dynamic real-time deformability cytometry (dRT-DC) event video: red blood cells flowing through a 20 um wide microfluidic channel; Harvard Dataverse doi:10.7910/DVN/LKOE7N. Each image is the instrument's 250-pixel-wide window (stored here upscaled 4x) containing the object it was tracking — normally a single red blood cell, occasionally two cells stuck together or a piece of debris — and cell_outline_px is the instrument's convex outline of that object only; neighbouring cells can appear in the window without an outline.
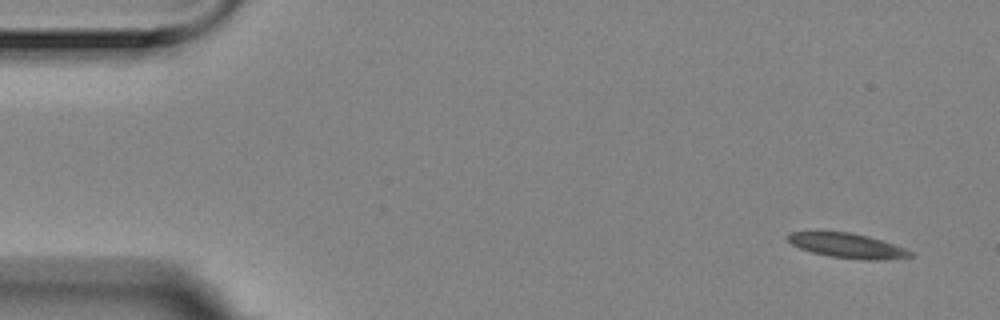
{"species": "Egyptian fruit bat (a non-hibernating species)", "species_latin": "Rousettus aegyptiacus", "temperature_condition": "room temperature", "stored_images_in_passage": 7, "camera_frame_rate_fps": 3000, "um_per_image_px": 0.085, "animal": {"sex": "female"}, "frame": {"image": 1, "passage_image": 1, "time_ms": 0.0, "image_size_px": [1000, 320], "cell_outline_px": [[912, 256], [876, 260], [864, 260], [832, 256], [812, 252], [800, 248], [792, 244], [788, 240], [788, 232], [848, 232], [868, 236], [904, 248], [912, 252]], "centroid_in_image_um": [72.0, 20.87], "position_along_channel_um": 13.0, "area_um2": 17.11}}
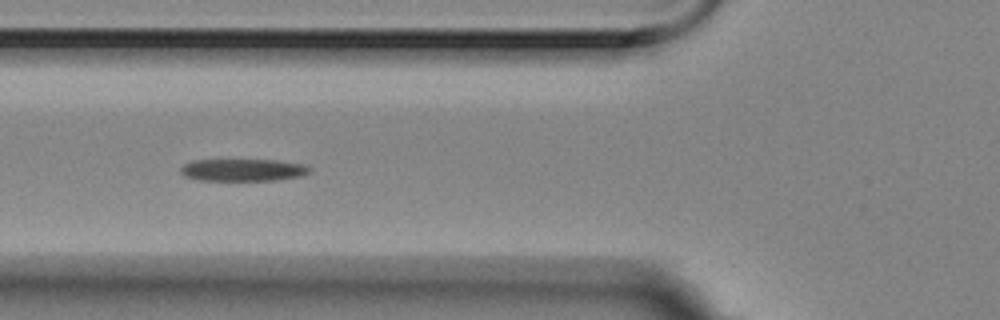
{"frame": {"image": 2, "passage_image": 6, "time_ms": 1.667, "image_size_px": [1000, 320], "cell_outline_px": [[312, 172], [300, 176], [276, 180], [200, 180], [184, 176], [180, 172], [180, 168], [184, 164], [192, 160], [276, 160], [304, 164]], "centroid_in_image_um": [20.63, 14.44], "position_along_channel_um": 105.2, "area_um2": 16.65}}
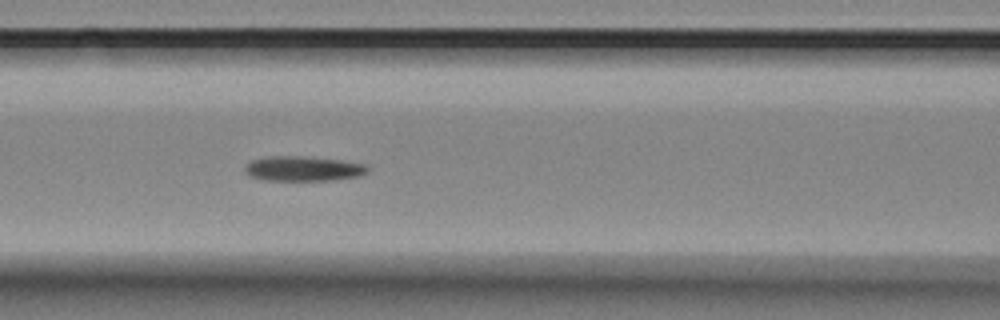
{"frame": {"image": 3, "passage_image": 7, "time_ms": 2.0, "image_size_px": [1000, 320], "cell_outline_px": [[368, 172], [360, 176], [332, 180], [264, 180], [252, 176], [244, 172], [244, 168], [252, 160], [272, 156], [300, 156], [340, 160], [368, 164]], "centroid_in_image_um": [25.81, 14.33], "position_along_channel_um": 140.8, "area_um2": 17.69}}